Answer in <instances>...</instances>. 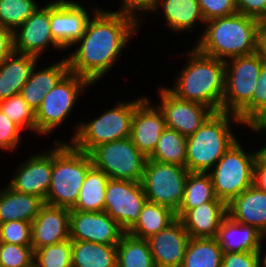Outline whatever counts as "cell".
<instances>
[{
	"label": "cell",
	"mask_w": 266,
	"mask_h": 267,
	"mask_svg": "<svg viewBox=\"0 0 266 267\" xmlns=\"http://www.w3.org/2000/svg\"><path fill=\"white\" fill-rule=\"evenodd\" d=\"M92 8L82 37L66 56L69 72L86 78L93 85L105 78L121 57L129 40L141 29L134 19L116 11ZM106 74V75H105Z\"/></svg>",
	"instance_id": "6da1fadb"
},
{
	"label": "cell",
	"mask_w": 266,
	"mask_h": 267,
	"mask_svg": "<svg viewBox=\"0 0 266 267\" xmlns=\"http://www.w3.org/2000/svg\"><path fill=\"white\" fill-rule=\"evenodd\" d=\"M189 50L185 66L167 89L179 99L203 104L213 112L222 111L225 61L204 55L194 46Z\"/></svg>",
	"instance_id": "7a4b0ae2"
},
{
	"label": "cell",
	"mask_w": 266,
	"mask_h": 267,
	"mask_svg": "<svg viewBox=\"0 0 266 267\" xmlns=\"http://www.w3.org/2000/svg\"><path fill=\"white\" fill-rule=\"evenodd\" d=\"M259 23L238 12L208 20L193 46L202 54L222 61L252 54L257 51Z\"/></svg>",
	"instance_id": "3957f363"
},
{
	"label": "cell",
	"mask_w": 266,
	"mask_h": 267,
	"mask_svg": "<svg viewBox=\"0 0 266 267\" xmlns=\"http://www.w3.org/2000/svg\"><path fill=\"white\" fill-rule=\"evenodd\" d=\"M232 123L246 128L235 114L213 112L193 135L187 137L185 167L189 172L208 173L239 139L232 132Z\"/></svg>",
	"instance_id": "277c9868"
},
{
	"label": "cell",
	"mask_w": 266,
	"mask_h": 267,
	"mask_svg": "<svg viewBox=\"0 0 266 267\" xmlns=\"http://www.w3.org/2000/svg\"><path fill=\"white\" fill-rule=\"evenodd\" d=\"M53 145L51 182L44 203L72 209L93 162L90 154L68 141L55 138Z\"/></svg>",
	"instance_id": "5b68a950"
},
{
	"label": "cell",
	"mask_w": 266,
	"mask_h": 267,
	"mask_svg": "<svg viewBox=\"0 0 266 267\" xmlns=\"http://www.w3.org/2000/svg\"><path fill=\"white\" fill-rule=\"evenodd\" d=\"M145 96L124 102L123 100L107 108L99 117L90 121H78L74 125L73 136L69 142L78 150L90 153L100 144L130 137L131 124L136 105Z\"/></svg>",
	"instance_id": "8992f818"
},
{
	"label": "cell",
	"mask_w": 266,
	"mask_h": 267,
	"mask_svg": "<svg viewBox=\"0 0 266 267\" xmlns=\"http://www.w3.org/2000/svg\"><path fill=\"white\" fill-rule=\"evenodd\" d=\"M264 63L257 52L225 61L222 112L237 115L245 125L252 119V97Z\"/></svg>",
	"instance_id": "52a82bcc"
},
{
	"label": "cell",
	"mask_w": 266,
	"mask_h": 267,
	"mask_svg": "<svg viewBox=\"0 0 266 267\" xmlns=\"http://www.w3.org/2000/svg\"><path fill=\"white\" fill-rule=\"evenodd\" d=\"M237 140L208 172L212 178L215 195L228 204L234 197L253 185L254 166L259 150L245 152Z\"/></svg>",
	"instance_id": "ba28073f"
},
{
	"label": "cell",
	"mask_w": 266,
	"mask_h": 267,
	"mask_svg": "<svg viewBox=\"0 0 266 267\" xmlns=\"http://www.w3.org/2000/svg\"><path fill=\"white\" fill-rule=\"evenodd\" d=\"M93 84L86 78L68 72L51 89L35 112L36 133L40 136L49 135L56 128L69 119V114L74 110L80 96Z\"/></svg>",
	"instance_id": "9c48e42d"
},
{
	"label": "cell",
	"mask_w": 266,
	"mask_h": 267,
	"mask_svg": "<svg viewBox=\"0 0 266 267\" xmlns=\"http://www.w3.org/2000/svg\"><path fill=\"white\" fill-rule=\"evenodd\" d=\"M188 174L186 167L147 159L141 180L147 201L177 212L184 197Z\"/></svg>",
	"instance_id": "30bf717a"
},
{
	"label": "cell",
	"mask_w": 266,
	"mask_h": 267,
	"mask_svg": "<svg viewBox=\"0 0 266 267\" xmlns=\"http://www.w3.org/2000/svg\"><path fill=\"white\" fill-rule=\"evenodd\" d=\"M93 166L112 179L141 182L146 160L128 137L95 147L90 153Z\"/></svg>",
	"instance_id": "8fae6325"
},
{
	"label": "cell",
	"mask_w": 266,
	"mask_h": 267,
	"mask_svg": "<svg viewBox=\"0 0 266 267\" xmlns=\"http://www.w3.org/2000/svg\"><path fill=\"white\" fill-rule=\"evenodd\" d=\"M147 197L141 182L112 179L107 183L104 211L114 219L125 232L139 220Z\"/></svg>",
	"instance_id": "7c38bea8"
},
{
	"label": "cell",
	"mask_w": 266,
	"mask_h": 267,
	"mask_svg": "<svg viewBox=\"0 0 266 267\" xmlns=\"http://www.w3.org/2000/svg\"><path fill=\"white\" fill-rule=\"evenodd\" d=\"M157 90L160 101L156 105L164 115L166 127L186 137L193 135L213 113L203 104L177 98L166 86Z\"/></svg>",
	"instance_id": "4fadbf2b"
},
{
	"label": "cell",
	"mask_w": 266,
	"mask_h": 267,
	"mask_svg": "<svg viewBox=\"0 0 266 267\" xmlns=\"http://www.w3.org/2000/svg\"><path fill=\"white\" fill-rule=\"evenodd\" d=\"M73 0L50 1V29L54 40L64 49H70L84 34L90 11Z\"/></svg>",
	"instance_id": "5bb4252c"
},
{
	"label": "cell",
	"mask_w": 266,
	"mask_h": 267,
	"mask_svg": "<svg viewBox=\"0 0 266 267\" xmlns=\"http://www.w3.org/2000/svg\"><path fill=\"white\" fill-rule=\"evenodd\" d=\"M38 7L28 19L13 32L14 51L33 55L39 59L52 46L64 49L54 40L50 29V0Z\"/></svg>",
	"instance_id": "9a60e30c"
},
{
	"label": "cell",
	"mask_w": 266,
	"mask_h": 267,
	"mask_svg": "<svg viewBox=\"0 0 266 267\" xmlns=\"http://www.w3.org/2000/svg\"><path fill=\"white\" fill-rule=\"evenodd\" d=\"M126 232L105 211L82 212L70 209V239L117 245Z\"/></svg>",
	"instance_id": "2e32d148"
},
{
	"label": "cell",
	"mask_w": 266,
	"mask_h": 267,
	"mask_svg": "<svg viewBox=\"0 0 266 267\" xmlns=\"http://www.w3.org/2000/svg\"><path fill=\"white\" fill-rule=\"evenodd\" d=\"M28 158L17 165L14 176L7 184L15 191L45 201L52 175V148L33 153Z\"/></svg>",
	"instance_id": "e0dca14e"
},
{
	"label": "cell",
	"mask_w": 266,
	"mask_h": 267,
	"mask_svg": "<svg viewBox=\"0 0 266 267\" xmlns=\"http://www.w3.org/2000/svg\"><path fill=\"white\" fill-rule=\"evenodd\" d=\"M151 98L145 96L135 107L130 138L137 149L148 157L166 128L164 115Z\"/></svg>",
	"instance_id": "ac0fdd59"
},
{
	"label": "cell",
	"mask_w": 266,
	"mask_h": 267,
	"mask_svg": "<svg viewBox=\"0 0 266 267\" xmlns=\"http://www.w3.org/2000/svg\"><path fill=\"white\" fill-rule=\"evenodd\" d=\"M70 239V209L44 204L31 222L33 250Z\"/></svg>",
	"instance_id": "d6986e66"
},
{
	"label": "cell",
	"mask_w": 266,
	"mask_h": 267,
	"mask_svg": "<svg viewBox=\"0 0 266 267\" xmlns=\"http://www.w3.org/2000/svg\"><path fill=\"white\" fill-rule=\"evenodd\" d=\"M190 235L180 219L147 239L156 267H181Z\"/></svg>",
	"instance_id": "ffe728a7"
},
{
	"label": "cell",
	"mask_w": 266,
	"mask_h": 267,
	"mask_svg": "<svg viewBox=\"0 0 266 267\" xmlns=\"http://www.w3.org/2000/svg\"><path fill=\"white\" fill-rule=\"evenodd\" d=\"M227 215L237 223L257 228L266 236V193L250 186L227 204Z\"/></svg>",
	"instance_id": "44dd1931"
},
{
	"label": "cell",
	"mask_w": 266,
	"mask_h": 267,
	"mask_svg": "<svg viewBox=\"0 0 266 267\" xmlns=\"http://www.w3.org/2000/svg\"><path fill=\"white\" fill-rule=\"evenodd\" d=\"M226 216L227 204L224 201H208L189 209L180 220L190 238H216Z\"/></svg>",
	"instance_id": "7402d4cb"
},
{
	"label": "cell",
	"mask_w": 266,
	"mask_h": 267,
	"mask_svg": "<svg viewBox=\"0 0 266 267\" xmlns=\"http://www.w3.org/2000/svg\"><path fill=\"white\" fill-rule=\"evenodd\" d=\"M36 67L38 68V64L20 91V95L34 112L41 106L44 96L69 72L66 57L43 69L38 70Z\"/></svg>",
	"instance_id": "603a6c76"
},
{
	"label": "cell",
	"mask_w": 266,
	"mask_h": 267,
	"mask_svg": "<svg viewBox=\"0 0 266 267\" xmlns=\"http://www.w3.org/2000/svg\"><path fill=\"white\" fill-rule=\"evenodd\" d=\"M39 58L13 51L0 62V101L20 94Z\"/></svg>",
	"instance_id": "cb8c5ba5"
},
{
	"label": "cell",
	"mask_w": 266,
	"mask_h": 267,
	"mask_svg": "<svg viewBox=\"0 0 266 267\" xmlns=\"http://www.w3.org/2000/svg\"><path fill=\"white\" fill-rule=\"evenodd\" d=\"M265 238L257 228L237 223L228 215L222 220L216 235L223 253L257 252Z\"/></svg>",
	"instance_id": "d4e9b609"
},
{
	"label": "cell",
	"mask_w": 266,
	"mask_h": 267,
	"mask_svg": "<svg viewBox=\"0 0 266 267\" xmlns=\"http://www.w3.org/2000/svg\"><path fill=\"white\" fill-rule=\"evenodd\" d=\"M157 12L164 14L167 28L174 34L191 32L198 23L205 25L198 0H159L153 13Z\"/></svg>",
	"instance_id": "484cf974"
},
{
	"label": "cell",
	"mask_w": 266,
	"mask_h": 267,
	"mask_svg": "<svg viewBox=\"0 0 266 267\" xmlns=\"http://www.w3.org/2000/svg\"><path fill=\"white\" fill-rule=\"evenodd\" d=\"M5 187L0 189V224L13 220L32 222L44 201L37 196L15 191L8 184Z\"/></svg>",
	"instance_id": "4316f807"
},
{
	"label": "cell",
	"mask_w": 266,
	"mask_h": 267,
	"mask_svg": "<svg viewBox=\"0 0 266 267\" xmlns=\"http://www.w3.org/2000/svg\"><path fill=\"white\" fill-rule=\"evenodd\" d=\"M72 267H117V245L72 241Z\"/></svg>",
	"instance_id": "83f0119b"
},
{
	"label": "cell",
	"mask_w": 266,
	"mask_h": 267,
	"mask_svg": "<svg viewBox=\"0 0 266 267\" xmlns=\"http://www.w3.org/2000/svg\"><path fill=\"white\" fill-rule=\"evenodd\" d=\"M176 219V212L172 209L147 201L140 212L139 220L127 233L147 240L167 228Z\"/></svg>",
	"instance_id": "f1b7e54d"
},
{
	"label": "cell",
	"mask_w": 266,
	"mask_h": 267,
	"mask_svg": "<svg viewBox=\"0 0 266 267\" xmlns=\"http://www.w3.org/2000/svg\"><path fill=\"white\" fill-rule=\"evenodd\" d=\"M110 177L94 166L88 171L79 192L78 200L72 208L82 212L104 211L106 186Z\"/></svg>",
	"instance_id": "f546056e"
},
{
	"label": "cell",
	"mask_w": 266,
	"mask_h": 267,
	"mask_svg": "<svg viewBox=\"0 0 266 267\" xmlns=\"http://www.w3.org/2000/svg\"><path fill=\"white\" fill-rule=\"evenodd\" d=\"M208 201H223L215 195L212 178L209 173L189 172L182 203L176 212L180 219L189 209H194Z\"/></svg>",
	"instance_id": "4dcf8cb0"
},
{
	"label": "cell",
	"mask_w": 266,
	"mask_h": 267,
	"mask_svg": "<svg viewBox=\"0 0 266 267\" xmlns=\"http://www.w3.org/2000/svg\"><path fill=\"white\" fill-rule=\"evenodd\" d=\"M222 257L216 238H190L181 267H221Z\"/></svg>",
	"instance_id": "1f68e13d"
},
{
	"label": "cell",
	"mask_w": 266,
	"mask_h": 267,
	"mask_svg": "<svg viewBox=\"0 0 266 267\" xmlns=\"http://www.w3.org/2000/svg\"><path fill=\"white\" fill-rule=\"evenodd\" d=\"M186 156L187 137L166 127L161 133L154 151L147 158L161 163L185 167Z\"/></svg>",
	"instance_id": "d6a6232c"
},
{
	"label": "cell",
	"mask_w": 266,
	"mask_h": 267,
	"mask_svg": "<svg viewBox=\"0 0 266 267\" xmlns=\"http://www.w3.org/2000/svg\"><path fill=\"white\" fill-rule=\"evenodd\" d=\"M117 267H156L148 241L126 232L117 244Z\"/></svg>",
	"instance_id": "836d02e7"
},
{
	"label": "cell",
	"mask_w": 266,
	"mask_h": 267,
	"mask_svg": "<svg viewBox=\"0 0 266 267\" xmlns=\"http://www.w3.org/2000/svg\"><path fill=\"white\" fill-rule=\"evenodd\" d=\"M38 7L36 0H0V26L14 32Z\"/></svg>",
	"instance_id": "e575fe53"
},
{
	"label": "cell",
	"mask_w": 266,
	"mask_h": 267,
	"mask_svg": "<svg viewBox=\"0 0 266 267\" xmlns=\"http://www.w3.org/2000/svg\"><path fill=\"white\" fill-rule=\"evenodd\" d=\"M33 267H72V240L34 250Z\"/></svg>",
	"instance_id": "d590c367"
},
{
	"label": "cell",
	"mask_w": 266,
	"mask_h": 267,
	"mask_svg": "<svg viewBox=\"0 0 266 267\" xmlns=\"http://www.w3.org/2000/svg\"><path fill=\"white\" fill-rule=\"evenodd\" d=\"M0 110L22 130L36 133L35 112L20 94L0 101Z\"/></svg>",
	"instance_id": "8d00e7d4"
},
{
	"label": "cell",
	"mask_w": 266,
	"mask_h": 267,
	"mask_svg": "<svg viewBox=\"0 0 266 267\" xmlns=\"http://www.w3.org/2000/svg\"><path fill=\"white\" fill-rule=\"evenodd\" d=\"M32 246L0 242L1 267H33Z\"/></svg>",
	"instance_id": "74e56055"
},
{
	"label": "cell",
	"mask_w": 266,
	"mask_h": 267,
	"mask_svg": "<svg viewBox=\"0 0 266 267\" xmlns=\"http://www.w3.org/2000/svg\"><path fill=\"white\" fill-rule=\"evenodd\" d=\"M0 242L32 246L31 222L13 220L0 224Z\"/></svg>",
	"instance_id": "f35d334b"
},
{
	"label": "cell",
	"mask_w": 266,
	"mask_h": 267,
	"mask_svg": "<svg viewBox=\"0 0 266 267\" xmlns=\"http://www.w3.org/2000/svg\"><path fill=\"white\" fill-rule=\"evenodd\" d=\"M22 133L23 130L0 110V150L15 152L21 145Z\"/></svg>",
	"instance_id": "ab89813d"
},
{
	"label": "cell",
	"mask_w": 266,
	"mask_h": 267,
	"mask_svg": "<svg viewBox=\"0 0 266 267\" xmlns=\"http://www.w3.org/2000/svg\"><path fill=\"white\" fill-rule=\"evenodd\" d=\"M198 4L205 22L238 12L235 0H198Z\"/></svg>",
	"instance_id": "60d3db41"
},
{
	"label": "cell",
	"mask_w": 266,
	"mask_h": 267,
	"mask_svg": "<svg viewBox=\"0 0 266 267\" xmlns=\"http://www.w3.org/2000/svg\"><path fill=\"white\" fill-rule=\"evenodd\" d=\"M158 1L159 0H122L120 2L121 5H119L120 8L118 7L119 10L115 11L131 17L140 25L143 22L142 15L146 13L147 16V13H153Z\"/></svg>",
	"instance_id": "b9f144b4"
},
{
	"label": "cell",
	"mask_w": 266,
	"mask_h": 267,
	"mask_svg": "<svg viewBox=\"0 0 266 267\" xmlns=\"http://www.w3.org/2000/svg\"><path fill=\"white\" fill-rule=\"evenodd\" d=\"M221 267H259L257 252L223 253Z\"/></svg>",
	"instance_id": "7bdbcfd3"
},
{
	"label": "cell",
	"mask_w": 266,
	"mask_h": 267,
	"mask_svg": "<svg viewBox=\"0 0 266 267\" xmlns=\"http://www.w3.org/2000/svg\"><path fill=\"white\" fill-rule=\"evenodd\" d=\"M238 13L255 18L258 21L266 20V0H235Z\"/></svg>",
	"instance_id": "ee69618b"
},
{
	"label": "cell",
	"mask_w": 266,
	"mask_h": 267,
	"mask_svg": "<svg viewBox=\"0 0 266 267\" xmlns=\"http://www.w3.org/2000/svg\"><path fill=\"white\" fill-rule=\"evenodd\" d=\"M266 106V63L261 67L257 86L252 97V118Z\"/></svg>",
	"instance_id": "f6af8a7d"
},
{
	"label": "cell",
	"mask_w": 266,
	"mask_h": 267,
	"mask_svg": "<svg viewBox=\"0 0 266 267\" xmlns=\"http://www.w3.org/2000/svg\"><path fill=\"white\" fill-rule=\"evenodd\" d=\"M14 51L13 31L0 26V62Z\"/></svg>",
	"instance_id": "bcb514c9"
},
{
	"label": "cell",
	"mask_w": 266,
	"mask_h": 267,
	"mask_svg": "<svg viewBox=\"0 0 266 267\" xmlns=\"http://www.w3.org/2000/svg\"><path fill=\"white\" fill-rule=\"evenodd\" d=\"M253 185L266 193V161L257 157L254 166Z\"/></svg>",
	"instance_id": "7dc6e473"
},
{
	"label": "cell",
	"mask_w": 266,
	"mask_h": 267,
	"mask_svg": "<svg viewBox=\"0 0 266 267\" xmlns=\"http://www.w3.org/2000/svg\"><path fill=\"white\" fill-rule=\"evenodd\" d=\"M248 126V127H247ZM247 129L255 133H266V106H264L247 124Z\"/></svg>",
	"instance_id": "c3c4849f"
},
{
	"label": "cell",
	"mask_w": 266,
	"mask_h": 267,
	"mask_svg": "<svg viewBox=\"0 0 266 267\" xmlns=\"http://www.w3.org/2000/svg\"><path fill=\"white\" fill-rule=\"evenodd\" d=\"M266 63V20L260 21L257 31V51Z\"/></svg>",
	"instance_id": "681fc988"
},
{
	"label": "cell",
	"mask_w": 266,
	"mask_h": 267,
	"mask_svg": "<svg viewBox=\"0 0 266 267\" xmlns=\"http://www.w3.org/2000/svg\"><path fill=\"white\" fill-rule=\"evenodd\" d=\"M264 242L262 241L259 249L257 250L258 253V258H259V267H266V251H263L264 249H262L264 246L263 244ZM266 250V248H265ZM265 253V254H263Z\"/></svg>",
	"instance_id": "f907efd6"
},
{
	"label": "cell",
	"mask_w": 266,
	"mask_h": 267,
	"mask_svg": "<svg viewBox=\"0 0 266 267\" xmlns=\"http://www.w3.org/2000/svg\"><path fill=\"white\" fill-rule=\"evenodd\" d=\"M259 156L266 161V144H264V146H261L259 148Z\"/></svg>",
	"instance_id": "816d5d0a"
}]
</instances>
